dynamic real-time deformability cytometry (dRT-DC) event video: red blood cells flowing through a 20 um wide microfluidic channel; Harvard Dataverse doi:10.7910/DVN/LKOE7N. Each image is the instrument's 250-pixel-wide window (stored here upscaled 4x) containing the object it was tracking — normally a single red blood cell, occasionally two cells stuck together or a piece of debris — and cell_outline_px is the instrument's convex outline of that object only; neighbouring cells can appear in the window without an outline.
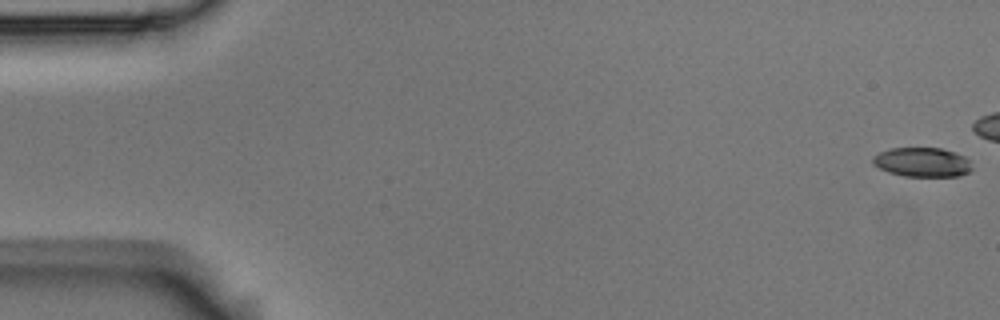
{"species": "Egyptian fruit bat (a non-hibernating species)", "species_latin": "Rousettus aegyptiacus", "temperature_condition": "room temperature", "stored_images_in_passage": 17, "camera_frame_rate_fps": 3000, "um_per_image_px": 0.085, "animal": {"sex": "male"}, "frame": {"image": 1, "passage_image": 1, "time_ms": 0.0, "image_size_px": [1000, 320], "cell_outline_px": [[972, 168], [968, 172], [960, 176], [904, 176], [888, 172], [872, 164], [872, 156], [880, 152], [892, 148], [940, 148], [956, 152], [964, 156], [968, 160]], "centroid_in_image_um": [78.38, 13.78], "position_along_channel_um": 6.6, "area_um2": 16.94}}